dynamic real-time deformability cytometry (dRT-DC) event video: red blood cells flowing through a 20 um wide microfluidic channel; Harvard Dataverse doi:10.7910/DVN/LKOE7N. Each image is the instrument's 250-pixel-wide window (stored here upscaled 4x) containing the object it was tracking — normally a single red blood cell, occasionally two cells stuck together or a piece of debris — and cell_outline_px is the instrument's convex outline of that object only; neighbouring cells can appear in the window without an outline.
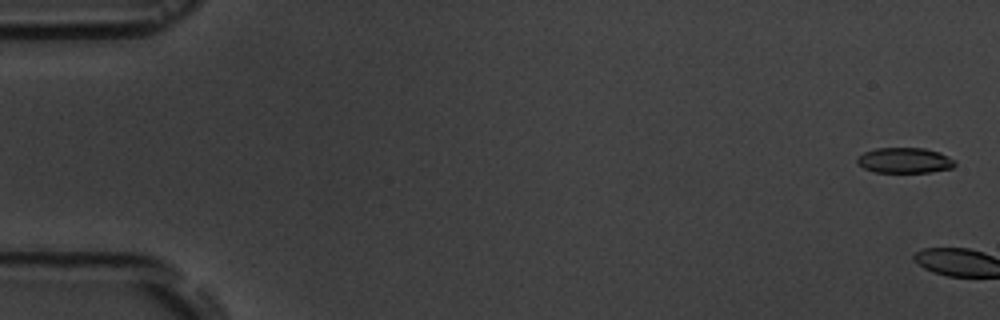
{"species": "common noctule bat (a hibernating species)", "species_latin": "Nyctalus noctula", "temperature_condition": "room temperature", "stored_images_in_passage": 17, "camera_frame_rate_fps": 3000, "um_per_image_px": 0.085, "animal": {"sex": "male", "body_mass_g": 19.5, "forearm_length_mm": 54.6}, "frame": {"image": 1, "passage_image": 1, "time_ms": 0.0, "image_size_px": [1000, 320], "cell_outline_px": [[956, 164], [952, 168], [932, 172], [876, 172], [864, 168], [856, 164], [856, 160], [864, 152], [876, 148], [924, 148], [940, 152], [956, 160]], "centroid_in_image_um": [76.92, 13.63], "position_along_channel_um": 8.1, "area_um2": 14.57}}
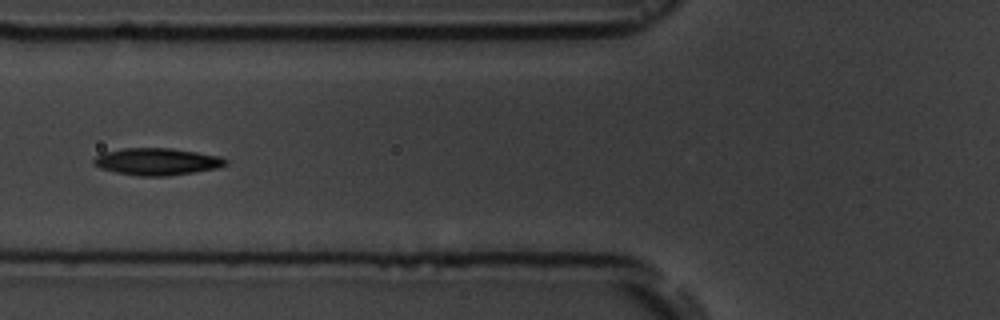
{"frame": {"image": 2, "passage_image": 8, "time_ms": 8.0, "image_size_px": [1000, 320], "cell_outline_px": [[228, 164], [216, 168], [192, 172], [164, 176], [136, 176], [116, 172], [100, 168], [92, 164], [92, 160], [96, 156], [104, 152], [124, 148], [172, 148], [220, 156], [228, 160]], "centroid_in_image_um": [13.31, 13.73], "position_along_channel_um": 112.5, "area_um2": 20.75}}
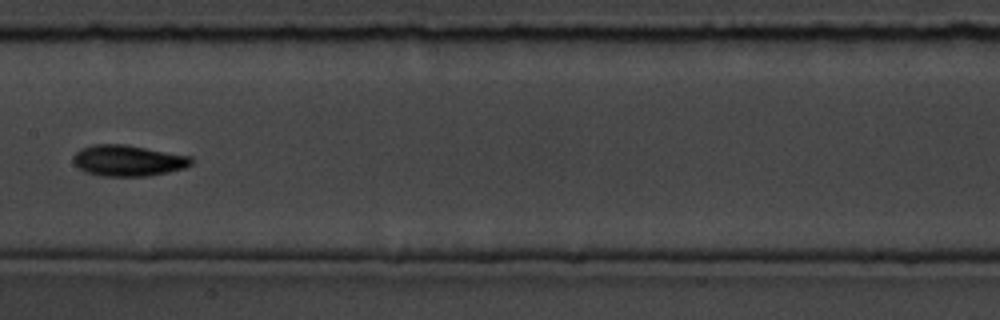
{"frame": {"image": 3, "passage_image": 10, "time_ms": 10.333, "image_size_px": [1000, 320], "cell_outline_px": [[192, 164], [184, 168], [168, 172], [148, 176], [100, 176], [84, 172], [72, 160], [72, 156], [80, 148], [92, 144], [124, 144], [192, 156]], "centroid_in_image_um": [10.86, 13.65], "position_along_channel_um": 196.5, "area_um2": 21.5}, "authors_computed_cell_mechanics": {"area_um2": 19.652, "velocity_mm_per_s": 3.6109, "shape_relaxation_time_tau1_ms": 3.5226, "shape_relaxation_time_tau2_ms": 3.3539, "deformation_change_tau1": 0.1422, "deformation_change_tau2": 0.0928}}